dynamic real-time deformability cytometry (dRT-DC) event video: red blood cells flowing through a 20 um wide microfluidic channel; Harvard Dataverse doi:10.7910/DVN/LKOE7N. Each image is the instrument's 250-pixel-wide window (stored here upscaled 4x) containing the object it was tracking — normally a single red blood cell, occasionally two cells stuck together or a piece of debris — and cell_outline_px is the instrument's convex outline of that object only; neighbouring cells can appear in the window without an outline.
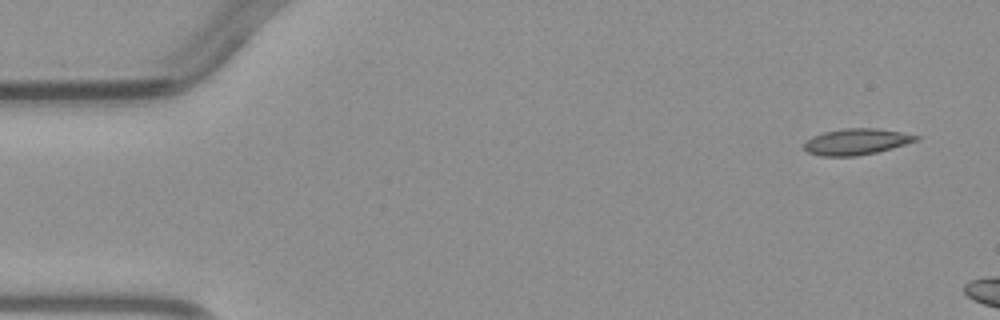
{"species": "common noctule bat (a hibernating species)", "species_latin": "Nyctalus noctula", "temperature_condition": "warm", "stored_images_in_passage": 3, "camera_frame_rate_fps": 3000, "um_per_image_px": 0.085, "animal": {"sex": "male", "body_mass_g": 23.1, "forearm_length_mm": 52.7}, "frame": {"image": 1, "passage_image": 1, "time_ms": 0.0, "image_size_px": [1000, 320], "cell_outline_px": [[920, 140], [892, 148], [876, 152], [856, 156], [820, 156], [808, 152], [804, 148], [804, 144], [812, 136], [824, 132], [844, 128], [876, 128], [900, 132], [920, 136]], "centroid_in_image_um": [72.8, 12.04], "position_along_channel_um": 12.2, "area_um2": 16.99}}